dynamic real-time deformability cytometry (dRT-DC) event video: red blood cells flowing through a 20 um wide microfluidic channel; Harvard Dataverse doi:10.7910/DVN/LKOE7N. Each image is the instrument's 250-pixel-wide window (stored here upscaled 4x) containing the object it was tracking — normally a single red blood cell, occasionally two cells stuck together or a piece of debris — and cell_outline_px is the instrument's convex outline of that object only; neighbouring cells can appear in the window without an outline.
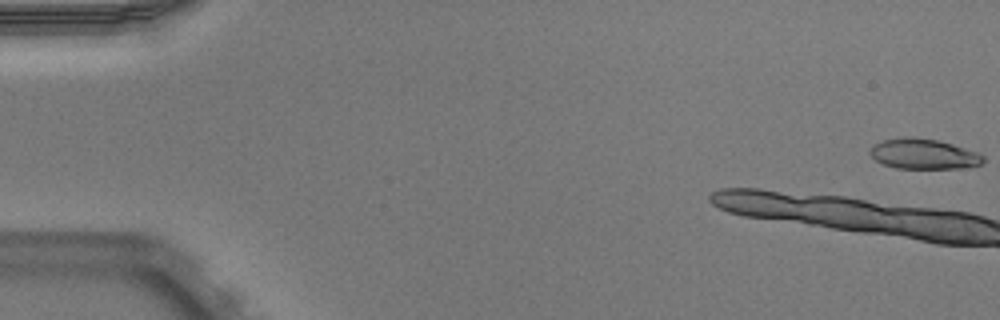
{"species": "Egyptian fruit bat (a non-hibernating species)", "species_latin": "Rousettus aegyptiacus", "temperature_condition": "warm", "stored_images_in_passage": 12, "camera_frame_rate_fps": 3000, "um_per_image_px": 0.085, "animal": {"sex": "male"}, "frame": {"image": 1, "passage_image": 1, "time_ms": 0.0, "image_size_px": [1000, 320], "cell_outline_px": [[984, 164], [960, 168], [896, 168], [884, 164], [876, 160], [868, 152], [876, 144], [884, 140], [904, 136], [912, 136], [936, 140], [952, 144], [976, 152], [984, 156]], "centroid_in_image_um": [78.52, 13.08], "position_along_channel_um": 6.5, "area_um2": 19.77}}